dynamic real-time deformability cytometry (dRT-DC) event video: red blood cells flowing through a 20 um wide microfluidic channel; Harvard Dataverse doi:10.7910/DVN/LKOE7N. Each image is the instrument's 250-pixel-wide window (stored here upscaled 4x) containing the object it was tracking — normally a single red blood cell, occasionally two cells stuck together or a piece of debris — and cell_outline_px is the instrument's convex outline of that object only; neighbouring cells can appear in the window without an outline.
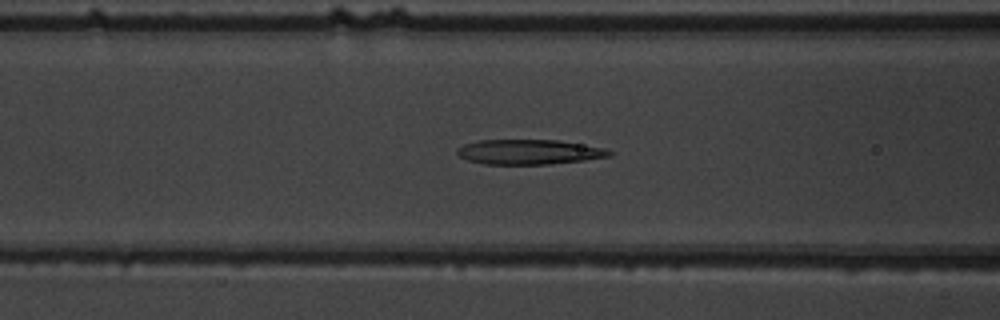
{"species": "common noctule bat (a hibernating species)", "species_latin": "Nyctalus noctula", "temperature_condition": "warm", "stored_images_in_passage": 50, "segment_of_instrument_passage": [1, 2], "camera_frame_rate_fps": 3000, "um_per_image_px": 0.085, "animal": {"sex": "male", "body_mass_g": 19.5, "forearm_length_mm": 54.6}, "frame": {"image": 1, "passage_image": 17, "time_ms": 5.333, "image_size_px": [1000, 320], "cell_outline_px": [[612, 156], [584, 160], [548, 164], [484, 164], [468, 160], [460, 156], [456, 152], [456, 148], [464, 144], [480, 140], [560, 140], [604, 148], [612, 152]], "centroid_in_image_um": [44.96, 12.91], "position_along_channel_um": 121.6, "area_um2": 22.02}}
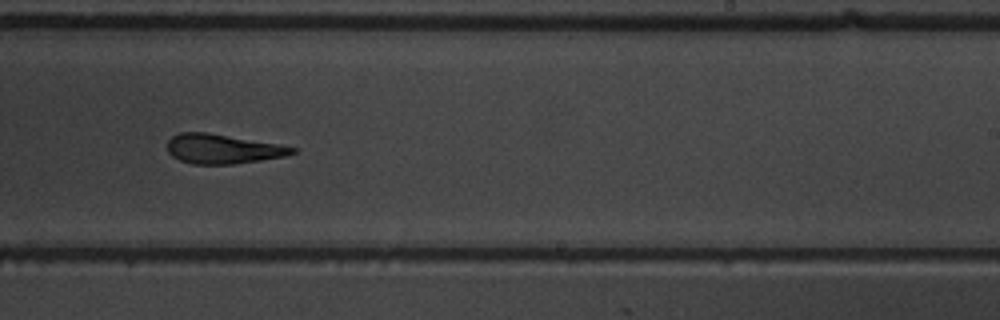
{"frame": {"image": 2, "passage_image": 29, "time_ms": 9.333, "image_size_px": [1000, 320], "cell_outline_px": [[296, 152], [284, 156], [260, 160], [232, 164], [192, 164], [180, 160], [172, 156], [168, 152], [168, 140], [172, 136], [180, 132], [208, 132], [280, 144], [296, 148]], "centroid_in_image_um": [18.91, 12.65], "position_along_channel_um": 270.1, "area_um2": 21.44}}
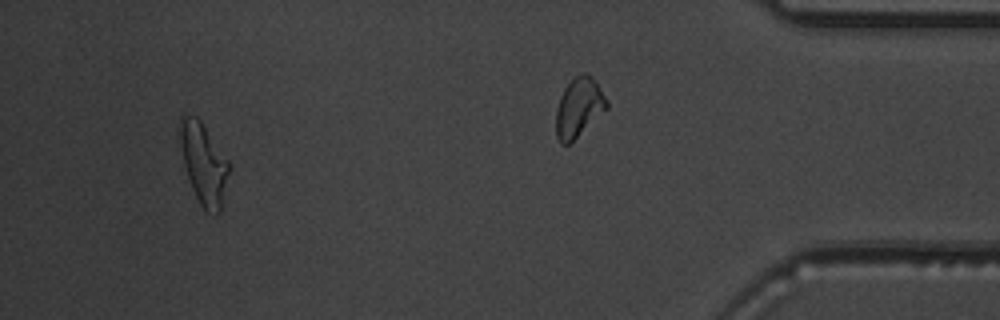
{"frame": {"image": 3, "passage_image": 46, "time_ms": 15.0, "image_size_px": [1000, 320], "cell_outline_px": [[232, 168], [220, 212], [216, 216], [208, 212], [200, 204], [192, 188], [184, 164], [180, 144], [180, 116], [196, 116], [200, 120], [232, 164]], "centroid_in_image_um": [17.37, 13.94], "position_along_channel_um": 417.8, "area_um2": 23.35}}